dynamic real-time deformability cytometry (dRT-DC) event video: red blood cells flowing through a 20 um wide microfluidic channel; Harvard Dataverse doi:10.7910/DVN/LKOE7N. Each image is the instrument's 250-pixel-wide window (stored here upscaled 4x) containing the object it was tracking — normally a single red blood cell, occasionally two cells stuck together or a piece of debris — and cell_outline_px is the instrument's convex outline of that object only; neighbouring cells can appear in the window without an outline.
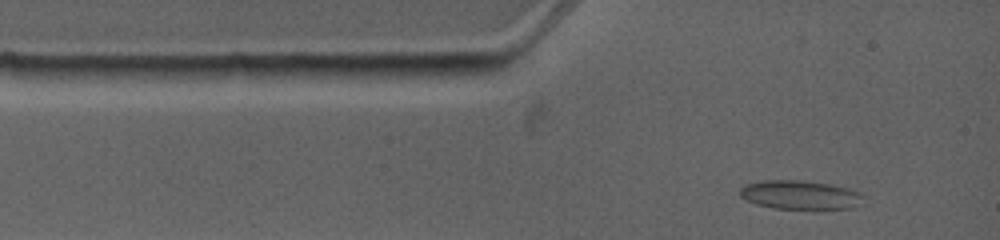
{"species": "common noctule bat (a hibernating species)", "species_latin": "Nyctalus noctula", "temperature_condition": "warm", "stored_images_in_passage": 2, "camera_frame_rate_fps": 4500, "um_per_image_px": 0.085, "animal": {"sex": "female", "body_mass_g": 19.0, "forearm_length_mm": 53.3}, "frame": {"image": 1, "passage_image": 1, "time_ms": 0.0, "image_size_px": [1000, 240], "cell_outline_px": [[864, 196], [852, 208], [772, 208], [756, 204], [740, 196], [740, 188], [744, 184], [764, 180], [800, 180], [832, 184], [848, 188], [860, 192]], "centroid_in_image_um": [67.96, 16.54], "position_along_channel_um": 17.0, "area_um2": 20.52}}